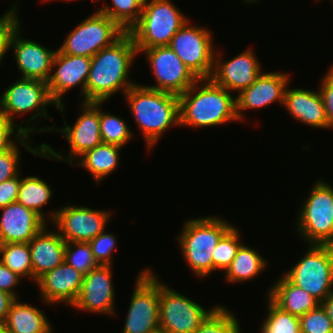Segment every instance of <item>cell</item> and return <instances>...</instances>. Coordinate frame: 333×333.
Here are the masks:
<instances>
[{"mask_svg":"<svg viewBox=\"0 0 333 333\" xmlns=\"http://www.w3.org/2000/svg\"><path fill=\"white\" fill-rule=\"evenodd\" d=\"M0 210V244L29 243L48 223L17 201Z\"/></svg>","mask_w":333,"mask_h":333,"instance_id":"obj_22","label":"cell"},{"mask_svg":"<svg viewBox=\"0 0 333 333\" xmlns=\"http://www.w3.org/2000/svg\"><path fill=\"white\" fill-rule=\"evenodd\" d=\"M90 68L91 57L66 55L57 50L52 66V70L54 69V71H51L53 74H50L47 85L49 94L58 106L57 109L61 111L64 120L63 111L65 108L62 96L68 93L73 87L75 88L79 85L80 96L84 99L83 102H85V88Z\"/></svg>","mask_w":333,"mask_h":333,"instance_id":"obj_16","label":"cell"},{"mask_svg":"<svg viewBox=\"0 0 333 333\" xmlns=\"http://www.w3.org/2000/svg\"><path fill=\"white\" fill-rule=\"evenodd\" d=\"M52 194L51 186L38 176L21 177L17 202L33 210L47 222L42 207L49 203Z\"/></svg>","mask_w":333,"mask_h":333,"instance_id":"obj_29","label":"cell"},{"mask_svg":"<svg viewBox=\"0 0 333 333\" xmlns=\"http://www.w3.org/2000/svg\"><path fill=\"white\" fill-rule=\"evenodd\" d=\"M267 297L280 309L295 316H302L321 303L304 289L292 284L284 275L275 281Z\"/></svg>","mask_w":333,"mask_h":333,"instance_id":"obj_25","label":"cell"},{"mask_svg":"<svg viewBox=\"0 0 333 333\" xmlns=\"http://www.w3.org/2000/svg\"><path fill=\"white\" fill-rule=\"evenodd\" d=\"M290 75L285 72H264L240 94L236 96V115L238 121L245 116L243 112L269 106L278 101L283 105L285 91L290 84ZM245 110V111H244Z\"/></svg>","mask_w":333,"mask_h":333,"instance_id":"obj_20","label":"cell"},{"mask_svg":"<svg viewBox=\"0 0 333 333\" xmlns=\"http://www.w3.org/2000/svg\"><path fill=\"white\" fill-rule=\"evenodd\" d=\"M83 278V274L63 262L42 275L36 281V286L41 292L40 297L45 305L65 303V305L72 306L79 296Z\"/></svg>","mask_w":333,"mask_h":333,"instance_id":"obj_21","label":"cell"},{"mask_svg":"<svg viewBox=\"0 0 333 333\" xmlns=\"http://www.w3.org/2000/svg\"><path fill=\"white\" fill-rule=\"evenodd\" d=\"M0 333H10L6 323H0Z\"/></svg>","mask_w":333,"mask_h":333,"instance_id":"obj_47","label":"cell"},{"mask_svg":"<svg viewBox=\"0 0 333 333\" xmlns=\"http://www.w3.org/2000/svg\"><path fill=\"white\" fill-rule=\"evenodd\" d=\"M248 246L244 243L240 246L231 265L225 270L224 278L230 284L254 280L268 266L267 260Z\"/></svg>","mask_w":333,"mask_h":333,"instance_id":"obj_28","label":"cell"},{"mask_svg":"<svg viewBox=\"0 0 333 333\" xmlns=\"http://www.w3.org/2000/svg\"><path fill=\"white\" fill-rule=\"evenodd\" d=\"M153 333H166V332H164V331H162V330H157V331H155V332H153Z\"/></svg>","mask_w":333,"mask_h":333,"instance_id":"obj_50","label":"cell"},{"mask_svg":"<svg viewBox=\"0 0 333 333\" xmlns=\"http://www.w3.org/2000/svg\"><path fill=\"white\" fill-rule=\"evenodd\" d=\"M283 107L291 117L305 125L330 129L319 90L286 88Z\"/></svg>","mask_w":333,"mask_h":333,"instance_id":"obj_23","label":"cell"},{"mask_svg":"<svg viewBox=\"0 0 333 333\" xmlns=\"http://www.w3.org/2000/svg\"><path fill=\"white\" fill-rule=\"evenodd\" d=\"M259 1H261V0H243V2H244V4L246 3V4H251V3H256V2H259Z\"/></svg>","mask_w":333,"mask_h":333,"instance_id":"obj_48","label":"cell"},{"mask_svg":"<svg viewBox=\"0 0 333 333\" xmlns=\"http://www.w3.org/2000/svg\"><path fill=\"white\" fill-rule=\"evenodd\" d=\"M299 319L301 333H333V324L321 304Z\"/></svg>","mask_w":333,"mask_h":333,"instance_id":"obj_38","label":"cell"},{"mask_svg":"<svg viewBox=\"0 0 333 333\" xmlns=\"http://www.w3.org/2000/svg\"><path fill=\"white\" fill-rule=\"evenodd\" d=\"M190 21L176 32L169 46L198 79H208L213 72L216 52L213 33L205 26L189 24Z\"/></svg>","mask_w":333,"mask_h":333,"instance_id":"obj_13","label":"cell"},{"mask_svg":"<svg viewBox=\"0 0 333 333\" xmlns=\"http://www.w3.org/2000/svg\"><path fill=\"white\" fill-rule=\"evenodd\" d=\"M295 223L307 244L333 245V186L325 179L311 185Z\"/></svg>","mask_w":333,"mask_h":333,"instance_id":"obj_7","label":"cell"},{"mask_svg":"<svg viewBox=\"0 0 333 333\" xmlns=\"http://www.w3.org/2000/svg\"><path fill=\"white\" fill-rule=\"evenodd\" d=\"M48 215L65 242H89L106 229L112 212L67 204Z\"/></svg>","mask_w":333,"mask_h":333,"instance_id":"obj_14","label":"cell"},{"mask_svg":"<svg viewBox=\"0 0 333 333\" xmlns=\"http://www.w3.org/2000/svg\"><path fill=\"white\" fill-rule=\"evenodd\" d=\"M51 104L56 108L58 107L49 94L47 82L38 79L20 78L12 85L8 86L3 94H1L0 116L14 123V116H16V114L19 116V114L30 113L34 110L36 113L26 121H21L19 128L28 135H32L36 132H53L54 126L35 127L40 117L54 120L52 117H48L49 115L46 109ZM33 120L36 123L30 126L29 124ZM26 122L27 124L24 127L22 124Z\"/></svg>","mask_w":333,"mask_h":333,"instance_id":"obj_5","label":"cell"},{"mask_svg":"<svg viewBox=\"0 0 333 333\" xmlns=\"http://www.w3.org/2000/svg\"><path fill=\"white\" fill-rule=\"evenodd\" d=\"M266 298L267 318L260 326V333H301L299 317L283 311L267 296Z\"/></svg>","mask_w":333,"mask_h":333,"instance_id":"obj_33","label":"cell"},{"mask_svg":"<svg viewBox=\"0 0 333 333\" xmlns=\"http://www.w3.org/2000/svg\"><path fill=\"white\" fill-rule=\"evenodd\" d=\"M124 96L148 150L168 128L180 126L178 95L135 84Z\"/></svg>","mask_w":333,"mask_h":333,"instance_id":"obj_3","label":"cell"},{"mask_svg":"<svg viewBox=\"0 0 333 333\" xmlns=\"http://www.w3.org/2000/svg\"><path fill=\"white\" fill-rule=\"evenodd\" d=\"M308 247L284 276L321 303L333 293V245L309 244Z\"/></svg>","mask_w":333,"mask_h":333,"instance_id":"obj_8","label":"cell"},{"mask_svg":"<svg viewBox=\"0 0 333 333\" xmlns=\"http://www.w3.org/2000/svg\"><path fill=\"white\" fill-rule=\"evenodd\" d=\"M15 300L13 295L0 290V323L6 322L10 307Z\"/></svg>","mask_w":333,"mask_h":333,"instance_id":"obj_45","label":"cell"},{"mask_svg":"<svg viewBox=\"0 0 333 333\" xmlns=\"http://www.w3.org/2000/svg\"><path fill=\"white\" fill-rule=\"evenodd\" d=\"M21 279L22 277L14 273L0 261V290L13 295L17 299L19 294L15 292V289Z\"/></svg>","mask_w":333,"mask_h":333,"instance_id":"obj_44","label":"cell"},{"mask_svg":"<svg viewBox=\"0 0 333 333\" xmlns=\"http://www.w3.org/2000/svg\"><path fill=\"white\" fill-rule=\"evenodd\" d=\"M146 56L156 80L155 85H143L153 90L180 95L186 92L198 78L186 67L170 46L137 49Z\"/></svg>","mask_w":333,"mask_h":333,"instance_id":"obj_15","label":"cell"},{"mask_svg":"<svg viewBox=\"0 0 333 333\" xmlns=\"http://www.w3.org/2000/svg\"><path fill=\"white\" fill-rule=\"evenodd\" d=\"M41 1H42V2H44V1H45V2H48V1H53V0H41ZM55 1H56V0H55ZM62 1H63V0H62ZM64 1H65V0H64ZM66 1H67V2H68V1L71 2V1H75V0H66ZM98 1H99V0H94L95 3L98 2Z\"/></svg>","mask_w":333,"mask_h":333,"instance_id":"obj_49","label":"cell"},{"mask_svg":"<svg viewBox=\"0 0 333 333\" xmlns=\"http://www.w3.org/2000/svg\"><path fill=\"white\" fill-rule=\"evenodd\" d=\"M0 261L20 277H26L33 281V269L28 243L0 244Z\"/></svg>","mask_w":333,"mask_h":333,"instance_id":"obj_31","label":"cell"},{"mask_svg":"<svg viewBox=\"0 0 333 333\" xmlns=\"http://www.w3.org/2000/svg\"><path fill=\"white\" fill-rule=\"evenodd\" d=\"M31 140L33 141V139L30 138L28 134H25L10 150L0 154V183L16 177L20 173L19 166H21V152L18 143L34 156L41 157L43 143L40 144V146H38L37 148L34 144L33 148V143Z\"/></svg>","mask_w":333,"mask_h":333,"instance_id":"obj_34","label":"cell"},{"mask_svg":"<svg viewBox=\"0 0 333 333\" xmlns=\"http://www.w3.org/2000/svg\"><path fill=\"white\" fill-rule=\"evenodd\" d=\"M112 265H101L84 275L78 298L71 306L90 313L115 316Z\"/></svg>","mask_w":333,"mask_h":333,"instance_id":"obj_18","label":"cell"},{"mask_svg":"<svg viewBox=\"0 0 333 333\" xmlns=\"http://www.w3.org/2000/svg\"><path fill=\"white\" fill-rule=\"evenodd\" d=\"M320 86L317 88L324 102L326 119L330 129H333V69L330 67L328 72L323 75Z\"/></svg>","mask_w":333,"mask_h":333,"instance_id":"obj_42","label":"cell"},{"mask_svg":"<svg viewBox=\"0 0 333 333\" xmlns=\"http://www.w3.org/2000/svg\"><path fill=\"white\" fill-rule=\"evenodd\" d=\"M17 3L12 4L1 17H0V65L2 59L5 57L9 50V41L13 31L21 24L20 18L18 16Z\"/></svg>","mask_w":333,"mask_h":333,"instance_id":"obj_40","label":"cell"},{"mask_svg":"<svg viewBox=\"0 0 333 333\" xmlns=\"http://www.w3.org/2000/svg\"><path fill=\"white\" fill-rule=\"evenodd\" d=\"M113 5H104L98 11L107 15L122 30H129L139 21L144 0H112Z\"/></svg>","mask_w":333,"mask_h":333,"instance_id":"obj_30","label":"cell"},{"mask_svg":"<svg viewBox=\"0 0 333 333\" xmlns=\"http://www.w3.org/2000/svg\"><path fill=\"white\" fill-rule=\"evenodd\" d=\"M224 305L218 306L195 333H242L240 322Z\"/></svg>","mask_w":333,"mask_h":333,"instance_id":"obj_37","label":"cell"},{"mask_svg":"<svg viewBox=\"0 0 333 333\" xmlns=\"http://www.w3.org/2000/svg\"><path fill=\"white\" fill-rule=\"evenodd\" d=\"M11 305L6 319L10 333H49L52 330L47 316L35 305L19 302Z\"/></svg>","mask_w":333,"mask_h":333,"instance_id":"obj_27","label":"cell"},{"mask_svg":"<svg viewBox=\"0 0 333 333\" xmlns=\"http://www.w3.org/2000/svg\"><path fill=\"white\" fill-rule=\"evenodd\" d=\"M21 24L13 31L9 49H14V58L21 77L38 79L47 82L52 73L55 54L53 49H48L42 44L31 41L21 36Z\"/></svg>","mask_w":333,"mask_h":333,"instance_id":"obj_19","label":"cell"},{"mask_svg":"<svg viewBox=\"0 0 333 333\" xmlns=\"http://www.w3.org/2000/svg\"><path fill=\"white\" fill-rule=\"evenodd\" d=\"M46 225L28 243L33 269V282L48 271L53 270L64 262V250L66 242L58 231H50Z\"/></svg>","mask_w":333,"mask_h":333,"instance_id":"obj_24","label":"cell"},{"mask_svg":"<svg viewBox=\"0 0 333 333\" xmlns=\"http://www.w3.org/2000/svg\"><path fill=\"white\" fill-rule=\"evenodd\" d=\"M21 183V174L0 183V208L16 202Z\"/></svg>","mask_w":333,"mask_h":333,"instance_id":"obj_43","label":"cell"},{"mask_svg":"<svg viewBox=\"0 0 333 333\" xmlns=\"http://www.w3.org/2000/svg\"><path fill=\"white\" fill-rule=\"evenodd\" d=\"M123 147L101 143L95 146L93 149L86 151L82 156L79 157L78 163L72 164L76 167H80L87 170L91 175L95 183L100 184V181L105 177L112 174L117 167H119L120 150Z\"/></svg>","mask_w":333,"mask_h":333,"instance_id":"obj_26","label":"cell"},{"mask_svg":"<svg viewBox=\"0 0 333 333\" xmlns=\"http://www.w3.org/2000/svg\"><path fill=\"white\" fill-rule=\"evenodd\" d=\"M24 135L18 124L0 116V154L10 150Z\"/></svg>","mask_w":333,"mask_h":333,"instance_id":"obj_41","label":"cell"},{"mask_svg":"<svg viewBox=\"0 0 333 333\" xmlns=\"http://www.w3.org/2000/svg\"><path fill=\"white\" fill-rule=\"evenodd\" d=\"M122 333H153L159 326V278L149 268L135 280Z\"/></svg>","mask_w":333,"mask_h":333,"instance_id":"obj_12","label":"cell"},{"mask_svg":"<svg viewBox=\"0 0 333 333\" xmlns=\"http://www.w3.org/2000/svg\"><path fill=\"white\" fill-rule=\"evenodd\" d=\"M100 102V135L103 143L114 144L120 147L130 142L134 134L125 119L102 110Z\"/></svg>","mask_w":333,"mask_h":333,"instance_id":"obj_32","label":"cell"},{"mask_svg":"<svg viewBox=\"0 0 333 333\" xmlns=\"http://www.w3.org/2000/svg\"><path fill=\"white\" fill-rule=\"evenodd\" d=\"M159 280V326L166 333H195L219 306L207 309Z\"/></svg>","mask_w":333,"mask_h":333,"instance_id":"obj_11","label":"cell"},{"mask_svg":"<svg viewBox=\"0 0 333 333\" xmlns=\"http://www.w3.org/2000/svg\"><path fill=\"white\" fill-rule=\"evenodd\" d=\"M222 56V52L216 50L210 79L230 93L237 91L240 94L262 73V64L252 48L226 61H223Z\"/></svg>","mask_w":333,"mask_h":333,"instance_id":"obj_17","label":"cell"},{"mask_svg":"<svg viewBox=\"0 0 333 333\" xmlns=\"http://www.w3.org/2000/svg\"><path fill=\"white\" fill-rule=\"evenodd\" d=\"M189 20L171 0H144L139 21L129 30L137 49L169 46Z\"/></svg>","mask_w":333,"mask_h":333,"instance_id":"obj_6","label":"cell"},{"mask_svg":"<svg viewBox=\"0 0 333 333\" xmlns=\"http://www.w3.org/2000/svg\"><path fill=\"white\" fill-rule=\"evenodd\" d=\"M241 232L232 226L219 240L217 246L212 251L213 271L225 270L231 265L237 250L243 244Z\"/></svg>","mask_w":333,"mask_h":333,"instance_id":"obj_35","label":"cell"},{"mask_svg":"<svg viewBox=\"0 0 333 333\" xmlns=\"http://www.w3.org/2000/svg\"><path fill=\"white\" fill-rule=\"evenodd\" d=\"M124 33L113 20L97 10L70 31L57 50L66 55L93 57Z\"/></svg>","mask_w":333,"mask_h":333,"instance_id":"obj_10","label":"cell"},{"mask_svg":"<svg viewBox=\"0 0 333 333\" xmlns=\"http://www.w3.org/2000/svg\"><path fill=\"white\" fill-rule=\"evenodd\" d=\"M180 126L203 128L237 121L236 97L210 78L198 79L179 95Z\"/></svg>","mask_w":333,"mask_h":333,"instance_id":"obj_2","label":"cell"},{"mask_svg":"<svg viewBox=\"0 0 333 333\" xmlns=\"http://www.w3.org/2000/svg\"><path fill=\"white\" fill-rule=\"evenodd\" d=\"M138 54L132 36L125 32L111 46L91 57V68L85 88V102L108 101L111 96L137 84L130 81L133 59Z\"/></svg>","mask_w":333,"mask_h":333,"instance_id":"obj_1","label":"cell"},{"mask_svg":"<svg viewBox=\"0 0 333 333\" xmlns=\"http://www.w3.org/2000/svg\"><path fill=\"white\" fill-rule=\"evenodd\" d=\"M321 305L326 310L327 315L333 324V293L323 300Z\"/></svg>","mask_w":333,"mask_h":333,"instance_id":"obj_46","label":"cell"},{"mask_svg":"<svg viewBox=\"0 0 333 333\" xmlns=\"http://www.w3.org/2000/svg\"><path fill=\"white\" fill-rule=\"evenodd\" d=\"M219 217L191 218L183 224L177 241L184 261L199 278L213 272L212 251L221 237L233 226Z\"/></svg>","mask_w":333,"mask_h":333,"instance_id":"obj_4","label":"cell"},{"mask_svg":"<svg viewBox=\"0 0 333 333\" xmlns=\"http://www.w3.org/2000/svg\"><path fill=\"white\" fill-rule=\"evenodd\" d=\"M81 114L77 117L75 124L68 125L64 121L65 127L54 128L53 131L61 132L69 143V154L64 160L61 152H56L47 143H43L41 157L69 163L71 166L86 151L93 149L102 143L100 135V102H83L81 104ZM78 157V158H77Z\"/></svg>","mask_w":333,"mask_h":333,"instance_id":"obj_9","label":"cell"},{"mask_svg":"<svg viewBox=\"0 0 333 333\" xmlns=\"http://www.w3.org/2000/svg\"><path fill=\"white\" fill-rule=\"evenodd\" d=\"M106 229L89 241L92 254L101 265H113V251L117 241L115 235L111 232H105Z\"/></svg>","mask_w":333,"mask_h":333,"instance_id":"obj_39","label":"cell"},{"mask_svg":"<svg viewBox=\"0 0 333 333\" xmlns=\"http://www.w3.org/2000/svg\"><path fill=\"white\" fill-rule=\"evenodd\" d=\"M64 262L75 268L83 275L101 266L92 254L89 242H66Z\"/></svg>","mask_w":333,"mask_h":333,"instance_id":"obj_36","label":"cell"}]
</instances>
